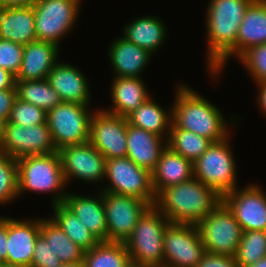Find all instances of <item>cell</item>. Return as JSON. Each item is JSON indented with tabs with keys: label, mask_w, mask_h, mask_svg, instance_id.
<instances>
[{
	"label": "cell",
	"mask_w": 266,
	"mask_h": 267,
	"mask_svg": "<svg viewBox=\"0 0 266 267\" xmlns=\"http://www.w3.org/2000/svg\"><path fill=\"white\" fill-rule=\"evenodd\" d=\"M252 1L210 0L207 5L205 22L208 66L206 67L208 73L215 75V78L223 71L226 61L230 60L231 56L236 58V38L239 26Z\"/></svg>",
	"instance_id": "cell-1"
},
{
	"label": "cell",
	"mask_w": 266,
	"mask_h": 267,
	"mask_svg": "<svg viewBox=\"0 0 266 267\" xmlns=\"http://www.w3.org/2000/svg\"><path fill=\"white\" fill-rule=\"evenodd\" d=\"M170 128H180L203 136L212 142L229 137V127L221 110L188 85L176 86Z\"/></svg>",
	"instance_id": "cell-2"
},
{
	"label": "cell",
	"mask_w": 266,
	"mask_h": 267,
	"mask_svg": "<svg viewBox=\"0 0 266 267\" xmlns=\"http://www.w3.org/2000/svg\"><path fill=\"white\" fill-rule=\"evenodd\" d=\"M221 201L222 197L213 189L193 177L163 189L156 196L154 206L170 223L196 225Z\"/></svg>",
	"instance_id": "cell-3"
},
{
	"label": "cell",
	"mask_w": 266,
	"mask_h": 267,
	"mask_svg": "<svg viewBox=\"0 0 266 267\" xmlns=\"http://www.w3.org/2000/svg\"><path fill=\"white\" fill-rule=\"evenodd\" d=\"M18 196L25 191L53 193L52 205L63 203L67 186L58 152L25 156L17 160Z\"/></svg>",
	"instance_id": "cell-4"
},
{
	"label": "cell",
	"mask_w": 266,
	"mask_h": 267,
	"mask_svg": "<svg viewBox=\"0 0 266 267\" xmlns=\"http://www.w3.org/2000/svg\"><path fill=\"white\" fill-rule=\"evenodd\" d=\"M169 223L154 205L149 206L124 243L130 260L150 267H164V232Z\"/></svg>",
	"instance_id": "cell-5"
},
{
	"label": "cell",
	"mask_w": 266,
	"mask_h": 267,
	"mask_svg": "<svg viewBox=\"0 0 266 267\" xmlns=\"http://www.w3.org/2000/svg\"><path fill=\"white\" fill-rule=\"evenodd\" d=\"M230 137L213 142L205 153L193 163V176L220 197L232 192L237 186L236 162L229 145Z\"/></svg>",
	"instance_id": "cell-6"
},
{
	"label": "cell",
	"mask_w": 266,
	"mask_h": 267,
	"mask_svg": "<svg viewBox=\"0 0 266 267\" xmlns=\"http://www.w3.org/2000/svg\"><path fill=\"white\" fill-rule=\"evenodd\" d=\"M93 113L89 105L63 101L48 111L46 123L56 149L88 142Z\"/></svg>",
	"instance_id": "cell-7"
},
{
	"label": "cell",
	"mask_w": 266,
	"mask_h": 267,
	"mask_svg": "<svg viewBox=\"0 0 266 267\" xmlns=\"http://www.w3.org/2000/svg\"><path fill=\"white\" fill-rule=\"evenodd\" d=\"M196 226L206 252L235 256L243 230L222 201Z\"/></svg>",
	"instance_id": "cell-8"
},
{
	"label": "cell",
	"mask_w": 266,
	"mask_h": 267,
	"mask_svg": "<svg viewBox=\"0 0 266 267\" xmlns=\"http://www.w3.org/2000/svg\"><path fill=\"white\" fill-rule=\"evenodd\" d=\"M80 4L81 0H37L33 5L37 40L61 45L76 25Z\"/></svg>",
	"instance_id": "cell-9"
},
{
	"label": "cell",
	"mask_w": 266,
	"mask_h": 267,
	"mask_svg": "<svg viewBox=\"0 0 266 267\" xmlns=\"http://www.w3.org/2000/svg\"><path fill=\"white\" fill-rule=\"evenodd\" d=\"M110 181L102 191L127 195L155 204L151 172L134 164L127 156L106 160L105 177Z\"/></svg>",
	"instance_id": "cell-10"
},
{
	"label": "cell",
	"mask_w": 266,
	"mask_h": 267,
	"mask_svg": "<svg viewBox=\"0 0 266 267\" xmlns=\"http://www.w3.org/2000/svg\"><path fill=\"white\" fill-rule=\"evenodd\" d=\"M0 151L18 160L32 155L58 152L47 123L23 127L4 122Z\"/></svg>",
	"instance_id": "cell-11"
},
{
	"label": "cell",
	"mask_w": 266,
	"mask_h": 267,
	"mask_svg": "<svg viewBox=\"0 0 266 267\" xmlns=\"http://www.w3.org/2000/svg\"><path fill=\"white\" fill-rule=\"evenodd\" d=\"M163 245L164 267H197L206 253L194 224L169 223Z\"/></svg>",
	"instance_id": "cell-12"
},
{
	"label": "cell",
	"mask_w": 266,
	"mask_h": 267,
	"mask_svg": "<svg viewBox=\"0 0 266 267\" xmlns=\"http://www.w3.org/2000/svg\"><path fill=\"white\" fill-rule=\"evenodd\" d=\"M107 224V242L125 243L139 217L150 206L135 197L102 191Z\"/></svg>",
	"instance_id": "cell-13"
},
{
	"label": "cell",
	"mask_w": 266,
	"mask_h": 267,
	"mask_svg": "<svg viewBox=\"0 0 266 267\" xmlns=\"http://www.w3.org/2000/svg\"><path fill=\"white\" fill-rule=\"evenodd\" d=\"M127 125V117L96 110L90 121L89 142L106 160L126 157Z\"/></svg>",
	"instance_id": "cell-14"
},
{
	"label": "cell",
	"mask_w": 266,
	"mask_h": 267,
	"mask_svg": "<svg viewBox=\"0 0 266 267\" xmlns=\"http://www.w3.org/2000/svg\"><path fill=\"white\" fill-rule=\"evenodd\" d=\"M58 153L67 184L74 178L92 184L103 181L106 159L89 141L61 147Z\"/></svg>",
	"instance_id": "cell-15"
},
{
	"label": "cell",
	"mask_w": 266,
	"mask_h": 267,
	"mask_svg": "<svg viewBox=\"0 0 266 267\" xmlns=\"http://www.w3.org/2000/svg\"><path fill=\"white\" fill-rule=\"evenodd\" d=\"M243 231H266V192L259 185L248 184L222 197Z\"/></svg>",
	"instance_id": "cell-16"
},
{
	"label": "cell",
	"mask_w": 266,
	"mask_h": 267,
	"mask_svg": "<svg viewBox=\"0 0 266 267\" xmlns=\"http://www.w3.org/2000/svg\"><path fill=\"white\" fill-rule=\"evenodd\" d=\"M39 234L40 218L27 221L8 217L7 258L4 263L30 267Z\"/></svg>",
	"instance_id": "cell-17"
},
{
	"label": "cell",
	"mask_w": 266,
	"mask_h": 267,
	"mask_svg": "<svg viewBox=\"0 0 266 267\" xmlns=\"http://www.w3.org/2000/svg\"><path fill=\"white\" fill-rule=\"evenodd\" d=\"M46 79L63 102L90 105L88 79L78 67L58 61Z\"/></svg>",
	"instance_id": "cell-18"
},
{
	"label": "cell",
	"mask_w": 266,
	"mask_h": 267,
	"mask_svg": "<svg viewBox=\"0 0 266 267\" xmlns=\"http://www.w3.org/2000/svg\"><path fill=\"white\" fill-rule=\"evenodd\" d=\"M59 46L47 41H33L23 48L22 65L16 80H42L57 64Z\"/></svg>",
	"instance_id": "cell-19"
},
{
	"label": "cell",
	"mask_w": 266,
	"mask_h": 267,
	"mask_svg": "<svg viewBox=\"0 0 266 267\" xmlns=\"http://www.w3.org/2000/svg\"><path fill=\"white\" fill-rule=\"evenodd\" d=\"M166 147L164 138L128 123L126 156L137 166L152 172Z\"/></svg>",
	"instance_id": "cell-20"
},
{
	"label": "cell",
	"mask_w": 266,
	"mask_h": 267,
	"mask_svg": "<svg viewBox=\"0 0 266 267\" xmlns=\"http://www.w3.org/2000/svg\"><path fill=\"white\" fill-rule=\"evenodd\" d=\"M108 52L114 77L142 78V72L153 55L122 36L113 41Z\"/></svg>",
	"instance_id": "cell-21"
},
{
	"label": "cell",
	"mask_w": 266,
	"mask_h": 267,
	"mask_svg": "<svg viewBox=\"0 0 266 267\" xmlns=\"http://www.w3.org/2000/svg\"><path fill=\"white\" fill-rule=\"evenodd\" d=\"M63 204L73 212L86 228L100 241L107 242V224L102 190L95 196L67 194Z\"/></svg>",
	"instance_id": "cell-22"
},
{
	"label": "cell",
	"mask_w": 266,
	"mask_h": 267,
	"mask_svg": "<svg viewBox=\"0 0 266 267\" xmlns=\"http://www.w3.org/2000/svg\"><path fill=\"white\" fill-rule=\"evenodd\" d=\"M145 86L147 85L142 78L113 77L110 95L113 107L103 110L114 115L127 117L151 97Z\"/></svg>",
	"instance_id": "cell-23"
},
{
	"label": "cell",
	"mask_w": 266,
	"mask_h": 267,
	"mask_svg": "<svg viewBox=\"0 0 266 267\" xmlns=\"http://www.w3.org/2000/svg\"><path fill=\"white\" fill-rule=\"evenodd\" d=\"M0 39L21 45L36 41L33 6L0 7Z\"/></svg>",
	"instance_id": "cell-24"
},
{
	"label": "cell",
	"mask_w": 266,
	"mask_h": 267,
	"mask_svg": "<svg viewBox=\"0 0 266 267\" xmlns=\"http://www.w3.org/2000/svg\"><path fill=\"white\" fill-rule=\"evenodd\" d=\"M151 175L157 196L163 189L193 178V163L166 147Z\"/></svg>",
	"instance_id": "cell-25"
},
{
	"label": "cell",
	"mask_w": 266,
	"mask_h": 267,
	"mask_svg": "<svg viewBox=\"0 0 266 267\" xmlns=\"http://www.w3.org/2000/svg\"><path fill=\"white\" fill-rule=\"evenodd\" d=\"M266 43V0H253L245 11L236 38V57Z\"/></svg>",
	"instance_id": "cell-26"
},
{
	"label": "cell",
	"mask_w": 266,
	"mask_h": 267,
	"mask_svg": "<svg viewBox=\"0 0 266 267\" xmlns=\"http://www.w3.org/2000/svg\"><path fill=\"white\" fill-rule=\"evenodd\" d=\"M155 16H143L127 24L123 29V38L154 54L166 40V26Z\"/></svg>",
	"instance_id": "cell-27"
},
{
	"label": "cell",
	"mask_w": 266,
	"mask_h": 267,
	"mask_svg": "<svg viewBox=\"0 0 266 267\" xmlns=\"http://www.w3.org/2000/svg\"><path fill=\"white\" fill-rule=\"evenodd\" d=\"M127 120L130 125L152 132L167 141L172 124V108L167 113L150 97L138 109L130 113Z\"/></svg>",
	"instance_id": "cell-28"
},
{
	"label": "cell",
	"mask_w": 266,
	"mask_h": 267,
	"mask_svg": "<svg viewBox=\"0 0 266 267\" xmlns=\"http://www.w3.org/2000/svg\"><path fill=\"white\" fill-rule=\"evenodd\" d=\"M40 234L62 263L83 261L84 250L72 241L52 218H40Z\"/></svg>",
	"instance_id": "cell-29"
},
{
	"label": "cell",
	"mask_w": 266,
	"mask_h": 267,
	"mask_svg": "<svg viewBox=\"0 0 266 267\" xmlns=\"http://www.w3.org/2000/svg\"><path fill=\"white\" fill-rule=\"evenodd\" d=\"M54 217H51L64 233L84 251L91 250L100 241L63 203L54 204Z\"/></svg>",
	"instance_id": "cell-30"
},
{
	"label": "cell",
	"mask_w": 266,
	"mask_h": 267,
	"mask_svg": "<svg viewBox=\"0 0 266 267\" xmlns=\"http://www.w3.org/2000/svg\"><path fill=\"white\" fill-rule=\"evenodd\" d=\"M17 98L41 108L46 113L62 102L60 95L48 83L42 80H16Z\"/></svg>",
	"instance_id": "cell-31"
},
{
	"label": "cell",
	"mask_w": 266,
	"mask_h": 267,
	"mask_svg": "<svg viewBox=\"0 0 266 267\" xmlns=\"http://www.w3.org/2000/svg\"><path fill=\"white\" fill-rule=\"evenodd\" d=\"M130 256L124 243L99 242L91 250L84 251L85 267H125Z\"/></svg>",
	"instance_id": "cell-32"
},
{
	"label": "cell",
	"mask_w": 266,
	"mask_h": 267,
	"mask_svg": "<svg viewBox=\"0 0 266 267\" xmlns=\"http://www.w3.org/2000/svg\"><path fill=\"white\" fill-rule=\"evenodd\" d=\"M213 142L185 129L170 128L167 147L194 163Z\"/></svg>",
	"instance_id": "cell-33"
},
{
	"label": "cell",
	"mask_w": 266,
	"mask_h": 267,
	"mask_svg": "<svg viewBox=\"0 0 266 267\" xmlns=\"http://www.w3.org/2000/svg\"><path fill=\"white\" fill-rule=\"evenodd\" d=\"M266 257V231H243L235 254L238 267H249Z\"/></svg>",
	"instance_id": "cell-34"
},
{
	"label": "cell",
	"mask_w": 266,
	"mask_h": 267,
	"mask_svg": "<svg viewBox=\"0 0 266 267\" xmlns=\"http://www.w3.org/2000/svg\"><path fill=\"white\" fill-rule=\"evenodd\" d=\"M17 197V160L0 151V205L8 204Z\"/></svg>",
	"instance_id": "cell-35"
},
{
	"label": "cell",
	"mask_w": 266,
	"mask_h": 267,
	"mask_svg": "<svg viewBox=\"0 0 266 267\" xmlns=\"http://www.w3.org/2000/svg\"><path fill=\"white\" fill-rule=\"evenodd\" d=\"M46 117L47 113L41 108L16 98L8 122L28 127L46 123Z\"/></svg>",
	"instance_id": "cell-36"
},
{
	"label": "cell",
	"mask_w": 266,
	"mask_h": 267,
	"mask_svg": "<svg viewBox=\"0 0 266 267\" xmlns=\"http://www.w3.org/2000/svg\"><path fill=\"white\" fill-rule=\"evenodd\" d=\"M256 83L266 82V43L252 46L238 57Z\"/></svg>",
	"instance_id": "cell-37"
},
{
	"label": "cell",
	"mask_w": 266,
	"mask_h": 267,
	"mask_svg": "<svg viewBox=\"0 0 266 267\" xmlns=\"http://www.w3.org/2000/svg\"><path fill=\"white\" fill-rule=\"evenodd\" d=\"M24 46L0 39V67L17 76L21 69Z\"/></svg>",
	"instance_id": "cell-38"
},
{
	"label": "cell",
	"mask_w": 266,
	"mask_h": 267,
	"mask_svg": "<svg viewBox=\"0 0 266 267\" xmlns=\"http://www.w3.org/2000/svg\"><path fill=\"white\" fill-rule=\"evenodd\" d=\"M62 262L51 250L46 239L39 234L36 239L30 267H59Z\"/></svg>",
	"instance_id": "cell-39"
},
{
	"label": "cell",
	"mask_w": 266,
	"mask_h": 267,
	"mask_svg": "<svg viewBox=\"0 0 266 267\" xmlns=\"http://www.w3.org/2000/svg\"><path fill=\"white\" fill-rule=\"evenodd\" d=\"M197 267H238L235 256L206 252Z\"/></svg>",
	"instance_id": "cell-40"
},
{
	"label": "cell",
	"mask_w": 266,
	"mask_h": 267,
	"mask_svg": "<svg viewBox=\"0 0 266 267\" xmlns=\"http://www.w3.org/2000/svg\"><path fill=\"white\" fill-rule=\"evenodd\" d=\"M17 98L16 89L0 90V118L6 122L8 121L13 103Z\"/></svg>",
	"instance_id": "cell-41"
},
{
	"label": "cell",
	"mask_w": 266,
	"mask_h": 267,
	"mask_svg": "<svg viewBox=\"0 0 266 267\" xmlns=\"http://www.w3.org/2000/svg\"><path fill=\"white\" fill-rule=\"evenodd\" d=\"M7 236L8 218L0 216V261L5 262L7 258Z\"/></svg>",
	"instance_id": "cell-42"
},
{
	"label": "cell",
	"mask_w": 266,
	"mask_h": 267,
	"mask_svg": "<svg viewBox=\"0 0 266 267\" xmlns=\"http://www.w3.org/2000/svg\"><path fill=\"white\" fill-rule=\"evenodd\" d=\"M16 76L0 67V90L16 89Z\"/></svg>",
	"instance_id": "cell-43"
},
{
	"label": "cell",
	"mask_w": 266,
	"mask_h": 267,
	"mask_svg": "<svg viewBox=\"0 0 266 267\" xmlns=\"http://www.w3.org/2000/svg\"><path fill=\"white\" fill-rule=\"evenodd\" d=\"M37 0H0V7L13 8V7H28L33 6Z\"/></svg>",
	"instance_id": "cell-44"
},
{
	"label": "cell",
	"mask_w": 266,
	"mask_h": 267,
	"mask_svg": "<svg viewBox=\"0 0 266 267\" xmlns=\"http://www.w3.org/2000/svg\"><path fill=\"white\" fill-rule=\"evenodd\" d=\"M259 89L258 93V104L261 111L266 115V82L256 83Z\"/></svg>",
	"instance_id": "cell-45"
},
{
	"label": "cell",
	"mask_w": 266,
	"mask_h": 267,
	"mask_svg": "<svg viewBox=\"0 0 266 267\" xmlns=\"http://www.w3.org/2000/svg\"><path fill=\"white\" fill-rule=\"evenodd\" d=\"M59 267H85L83 261L62 263Z\"/></svg>",
	"instance_id": "cell-46"
},
{
	"label": "cell",
	"mask_w": 266,
	"mask_h": 267,
	"mask_svg": "<svg viewBox=\"0 0 266 267\" xmlns=\"http://www.w3.org/2000/svg\"><path fill=\"white\" fill-rule=\"evenodd\" d=\"M125 267H150V266L129 260V262L125 265Z\"/></svg>",
	"instance_id": "cell-47"
},
{
	"label": "cell",
	"mask_w": 266,
	"mask_h": 267,
	"mask_svg": "<svg viewBox=\"0 0 266 267\" xmlns=\"http://www.w3.org/2000/svg\"><path fill=\"white\" fill-rule=\"evenodd\" d=\"M249 267H266V257L260 259L257 263H255Z\"/></svg>",
	"instance_id": "cell-48"
},
{
	"label": "cell",
	"mask_w": 266,
	"mask_h": 267,
	"mask_svg": "<svg viewBox=\"0 0 266 267\" xmlns=\"http://www.w3.org/2000/svg\"><path fill=\"white\" fill-rule=\"evenodd\" d=\"M4 121L0 118V139L2 135V129H3Z\"/></svg>",
	"instance_id": "cell-49"
},
{
	"label": "cell",
	"mask_w": 266,
	"mask_h": 267,
	"mask_svg": "<svg viewBox=\"0 0 266 267\" xmlns=\"http://www.w3.org/2000/svg\"><path fill=\"white\" fill-rule=\"evenodd\" d=\"M0 267H20V266H14V265H9V264L2 263L0 265Z\"/></svg>",
	"instance_id": "cell-50"
}]
</instances>
